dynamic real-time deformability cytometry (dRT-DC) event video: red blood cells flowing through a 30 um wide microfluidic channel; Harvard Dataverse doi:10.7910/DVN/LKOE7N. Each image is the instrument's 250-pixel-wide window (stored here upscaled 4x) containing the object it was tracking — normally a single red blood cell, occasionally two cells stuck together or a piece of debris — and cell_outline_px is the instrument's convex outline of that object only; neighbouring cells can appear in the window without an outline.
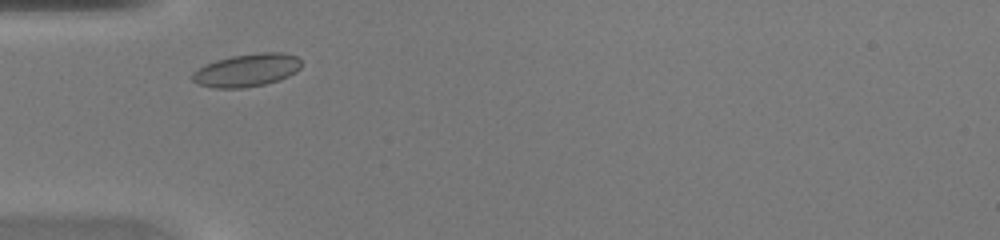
{"species": "common noctule bat (a hibernating species)", "species_latin": "Nyctalus noctula", "temperature_condition": "warm", "stored_images_in_passage": 27, "camera_frame_rate_fps": 3000, "um_per_image_px": 0.085, "animal": {"sex": "female", "body_mass_g": 20.0, "forearm_length_mm": 54.0}, "frame": {"image": 1, "passage_image": 3, "time_ms": 0.667, "image_size_px": [1000, 240], "cell_outline_px": [[300, 68], [296, 72], [288, 76], [264, 84], [244, 88], [212, 88], [196, 84], [192, 80], [192, 72], [216, 60], [232, 56], [260, 52], [280, 52], [296, 56], [300, 60]], "centroid_in_image_um": [20.96, 5.97], "position_along_channel_um": 64.0, "area_um2": 20.75}}
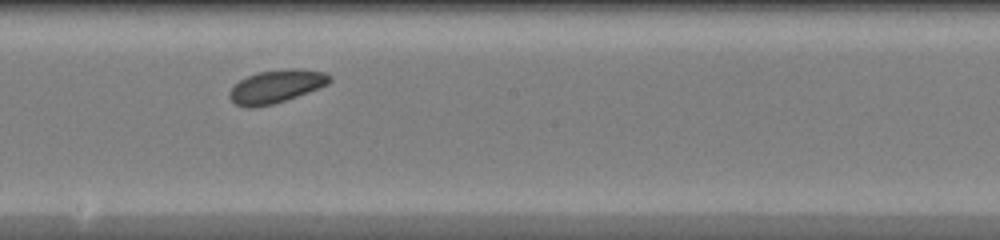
{"frame": {"image": 2, "passage_image": 14, "time_ms": 4.333, "image_size_px": [1000, 240], "cell_outline_px": [[332, 80], [328, 84], [320, 88], [272, 104], [256, 108], [248, 108], [236, 104], [228, 96], [228, 92], [240, 80], [256, 72], [292, 68], [324, 72], [332, 76]], "centroid_in_image_um": [23.48, 7.34], "position_along_channel_um": 224.7, "area_um2": 19.19}}
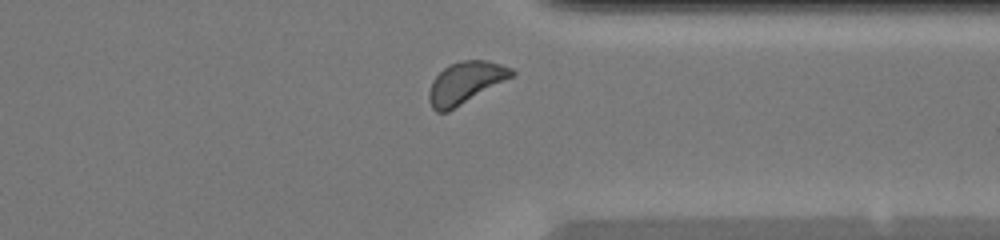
{"frame": {"image": 3, "passage_image": 24, "time_ms": 7.667, "image_size_px": [1000, 240], "cell_outline_px": [[516, 76], [448, 112], [436, 112], [432, 108], [428, 100], [428, 92], [432, 80], [448, 64], [464, 60], [488, 60], [512, 68], [516, 72]], "centroid_in_image_um": [39.59, 7.04], "position_along_channel_um": 371.8, "area_um2": 20.58}}